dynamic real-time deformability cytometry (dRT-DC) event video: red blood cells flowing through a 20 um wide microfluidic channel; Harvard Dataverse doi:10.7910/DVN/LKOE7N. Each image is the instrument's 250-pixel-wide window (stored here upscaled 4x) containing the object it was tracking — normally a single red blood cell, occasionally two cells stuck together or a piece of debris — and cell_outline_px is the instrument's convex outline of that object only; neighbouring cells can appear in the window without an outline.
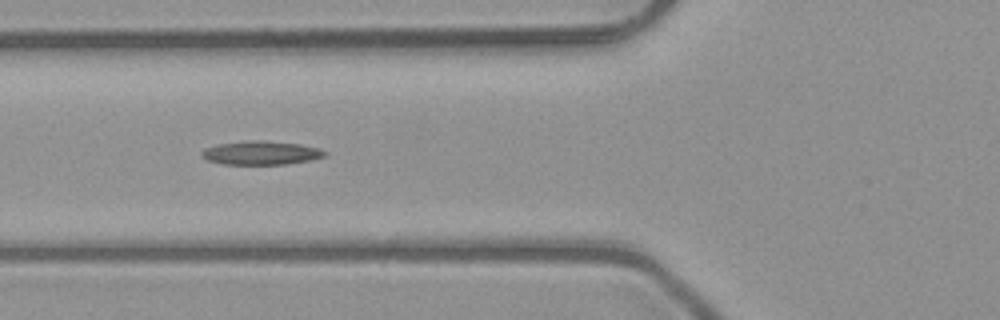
{"species": "common noctule bat (a hibernating species)", "species_latin": "Nyctalus noctula", "temperature_condition": "room temperature", "stored_images_in_passage": 5, "camera_frame_rate_fps": 3000, "um_per_image_px": 0.085, "animal": {"sex": "male", "body_mass_g": 23.1, "forearm_length_mm": 52.7}, "frame": {"image": 1, "passage_image": 5, "time_ms": 1.333, "image_size_px": [1000, 320], "cell_outline_px": [[328, 152], [324, 156], [312, 160], [284, 164], [224, 164], [208, 160], [200, 156], [200, 152], [204, 148], [216, 144], [248, 140], [264, 140], [300, 144], [320, 148]], "centroid_in_image_um": [22.17, 12.98], "position_along_channel_um": 103.6, "area_um2": 17.17}}